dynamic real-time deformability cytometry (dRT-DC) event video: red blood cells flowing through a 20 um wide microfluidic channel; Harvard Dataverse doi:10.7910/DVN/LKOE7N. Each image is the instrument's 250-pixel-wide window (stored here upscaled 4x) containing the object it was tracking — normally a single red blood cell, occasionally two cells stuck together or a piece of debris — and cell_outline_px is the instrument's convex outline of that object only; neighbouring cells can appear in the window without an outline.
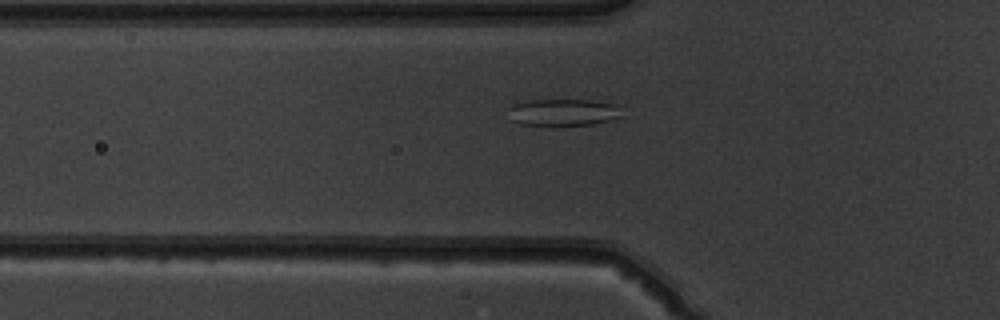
{"species": "common noctule bat (a hibernating species)", "species_latin": "Nyctalus noctula", "temperature_condition": "warm", "stored_images_in_passage": 49, "camera_frame_rate_fps": 3000, "um_per_image_px": 0.085, "animal": {"sex": "male", "body_mass_g": 19.5, "forearm_length_mm": 54.6}, "frame": {"image": 1, "passage_image": 15, "time_ms": 4.667, "image_size_px": [1000, 320], "cell_outline_px": [[624, 116], [592, 124], [564, 128], [556, 128], [520, 124], [508, 120], [508, 108], [524, 100], [592, 100], [612, 104]], "centroid_in_image_um": [47.76, 9.6], "position_along_channel_um": 78.0, "area_um2": 18.55}}
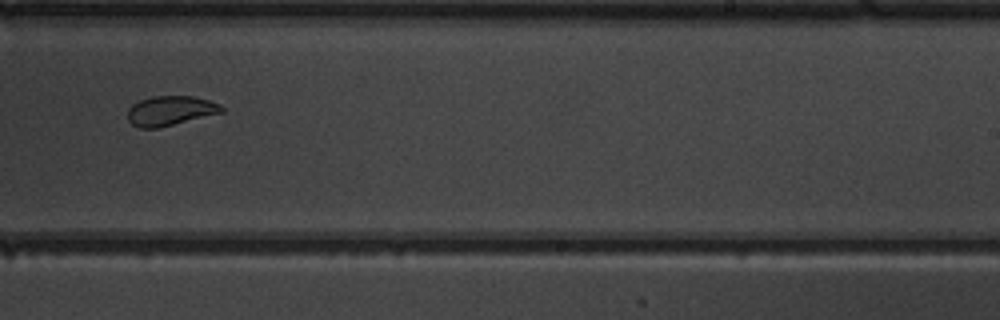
{"frame": {"image": 2, "passage_image": 30, "time_ms": 9.667, "image_size_px": [1000, 320], "cell_outline_px": [[224, 112], [156, 128], [140, 128], [132, 124], [128, 120], [128, 108], [132, 104], [140, 100], [156, 96], [192, 96], [208, 100], [220, 104], [224, 108]], "centroid_in_image_um": [14.47, 9.41], "position_along_channel_um": 274.5, "area_um2": 16.07}}
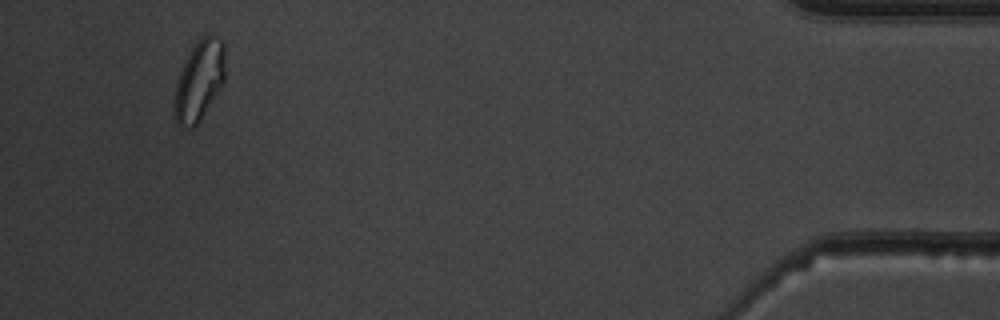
{"frame": {"image": 3, "passage_image": 46, "time_ms": 15.0, "image_size_px": [1000, 320], "cell_outline_px": [[224, 84], [200, 120], [192, 128], [180, 128], [176, 124], [172, 108], [176, 84], [180, 72], [192, 48], [204, 36], [212, 32], [224, 40]], "centroid_in_image_um": [16.93, 6.89], "position_along_channel_um": 418.3, "area_um2": 23.99}, "authors_computed_cell_mechanics": {"area_um2": 19.652, "velocity_mm_per_s": 3.9251, "shape_relaxation_time_tau1_ms": 4.7682, "shape_relaxation_time_tau2_ms": 1.2121, "deformation_change_tau1": 0.1027, "deformation_change_tau2": 0.0578}}